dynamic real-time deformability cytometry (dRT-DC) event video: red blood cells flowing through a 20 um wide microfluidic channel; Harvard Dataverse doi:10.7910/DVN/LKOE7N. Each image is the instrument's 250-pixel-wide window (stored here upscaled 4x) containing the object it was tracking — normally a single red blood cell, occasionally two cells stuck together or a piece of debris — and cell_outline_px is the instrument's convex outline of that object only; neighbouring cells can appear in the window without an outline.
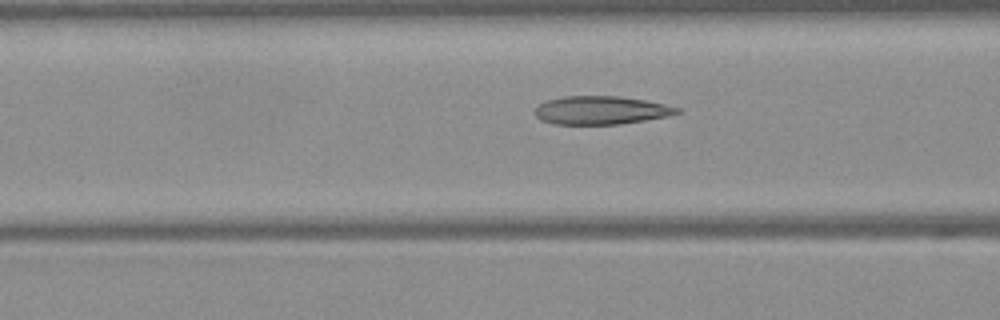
{"species": "Egyptian fruit bat (a non-hibernating species)", "species_latin": "Rousettus aegyptiacus", "temperature_condition": "warm", "stored_images_in_passage": 35, "camera_frame_rate_fps": 3000, "um_per_image_px": 0.085, "frame": {"image": 1, "passage_image": 9, "time_ms": 2.667, "image_size_px": [1000, 320], "cell_outline_px": [[680, 112], [668, 116], [620, 124], [556, 124], [540, 120], [532, 112], [540, 104], [548, 100], [564, 96], [616, 96], [644, 100], [664, 104], [680, 108]], "centroid_in_image_um": [51.05, 9.37], "position_along_channel_um": 115.5, "area_um2": 23.29}}
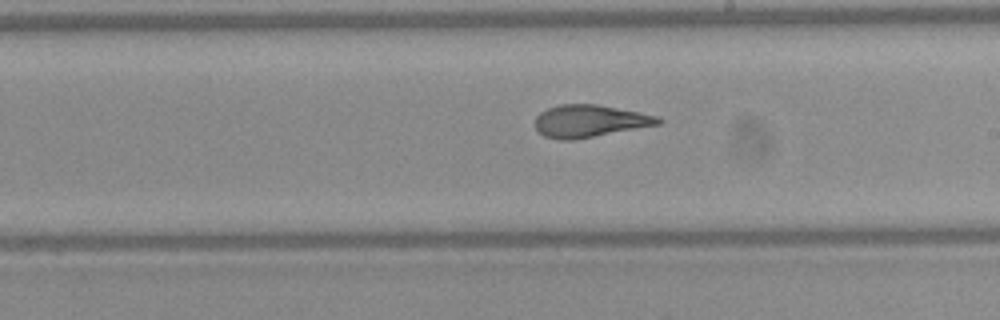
{"frame": {"image": 2, "passage_image": 18, "time_ms": 5.667, "image_size_px": [1000, 320], "cell_outline_px": [[664, 120], [660, 124], [572, 140], [560, 140], [544, 136], [536, 128], [536, 116], [540, 112], [548, 108], [560, 104], [596, 104], [640, 112], [656, 116]], "centroid_in_image_um": [50.11, 10.28], "position_along_channel_um": 238.9, "area_um2": 22.95}}
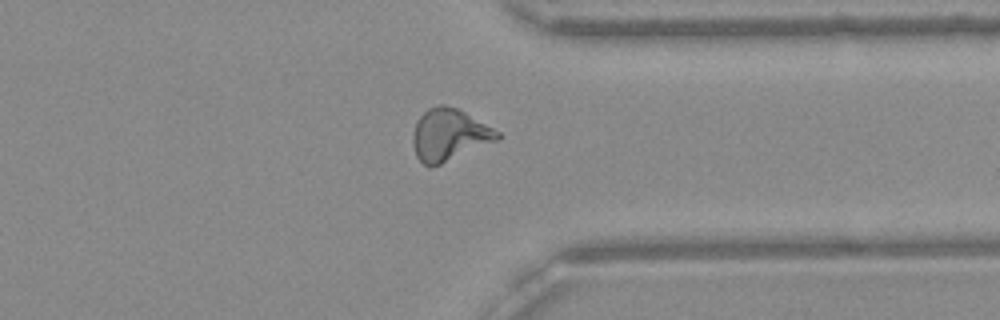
{"frame": {"image": 3, "passage_image": 28, "time_ms": 9.0, "image_size_px": [1000, 320], "cell_outline_px": [[500, 136], [496, 140], [432, 168], [424, 164], [416, 156], [412, 144], [412, 136], [416, 120], [428, 108], [436, 104], [444, 104], [456, 108], [464, 112], [500, 132]], "centroid_in_image_um": [38.12, 11.46], "position_along_channel_um": 373.3, "area_um2": 25.37}, "authors_computed_cell_mechanics": {"area_um2": 23.6402, "velocity_mm_per_s": 4.111, "shape_relaxation_time_tau1_ms": 7.6306, "shape_relaxation_time_tau2_ms": 1.6866, "deformation_change_tau1": 0.2458, "deformation_change_tau2": 0.1034}}